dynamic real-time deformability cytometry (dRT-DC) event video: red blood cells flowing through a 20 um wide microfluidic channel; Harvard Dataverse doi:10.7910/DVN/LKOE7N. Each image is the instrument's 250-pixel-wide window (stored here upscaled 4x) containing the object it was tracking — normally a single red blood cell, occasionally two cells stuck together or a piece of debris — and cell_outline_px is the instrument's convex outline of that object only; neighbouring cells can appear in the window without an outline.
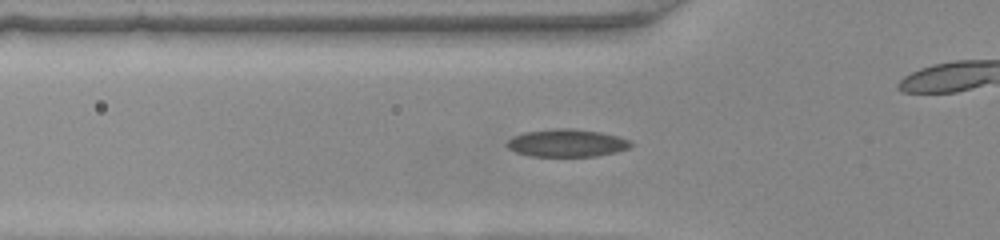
{"species": "common noctule bat (a hibernating species)", "species_latin": "Nyctalus noctula", "temperature_condition": "warm", "stored_images_in_passage": 46, "camera_frame_rate_fps": 3000, "um_per_image_px": 0.085, "animal": {"sex": "female", "body_mass_g": 22.0, "forearm_length_mm": 56.7}, "frame": {"image": 1, "passage_image": 14, "time_ms": 4.333, "image_size_px": [1000, 240], "cell_outline_px": [[632, 144], [628, 148], [616, 152], [596, 156], [532, 156], [516, 152], [508, 148], [504, 144], [512, 136], [524, 132], [556, 128], [572, 128], [600, 132], [616, 136], [628, 140]], "centroid_in_image_um": [48.13, 12.15], "position_along_channel_um": 77.7, "area_um2": 19.88}}
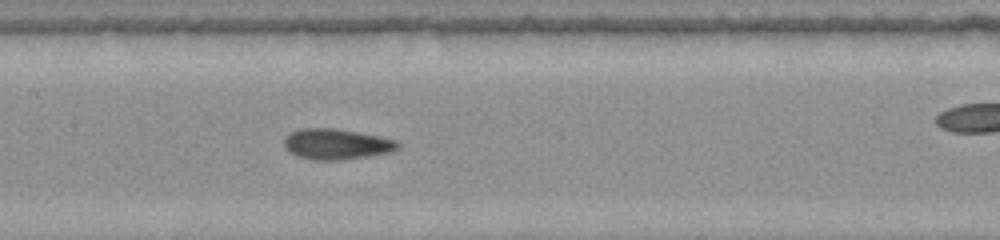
{"frame": {"image": 2, "passage_image": 21, "time_ms": 6.667, "image_size_px": [1000, 240], "cell_outline_px": [[400, 148], [392, 152], [340, 160], [312, 160], [296, 156], [288, 152], [284, 144], [284, 140], [288, 132], [300, 128], [332, 128], [380, 136], [396, 140], [400, 144]], "centroid_in_image_um": [28.57, 12.25], "position_along_channel_um": 178.8, "area_um2": 20.46}}
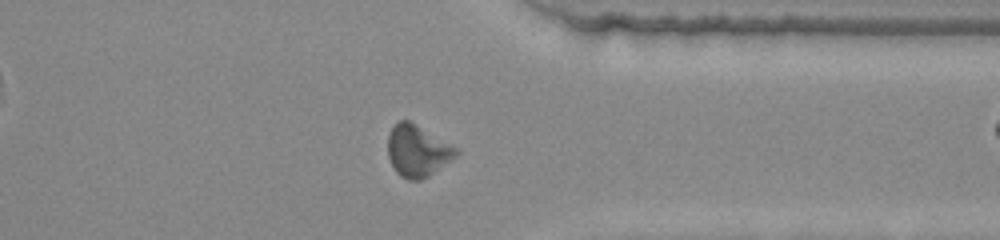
{"frame": {"image": 3, "passage_image": 35, "time_ms": 11.333, "image_size_px": [1000, 240], "cell_outline_px": [[460, 152], [456, 156], [428, 176], [420, 180], [408, 180], [400, 176], [396, 172], [388, 156], [388, 136], [392, 128], [400, 120], [408, 120], [456, 148]], "centroid_in_image_um": [35.46, 12.84], "position_along_channel_um": 375.9, "area_um2": 20.0}}